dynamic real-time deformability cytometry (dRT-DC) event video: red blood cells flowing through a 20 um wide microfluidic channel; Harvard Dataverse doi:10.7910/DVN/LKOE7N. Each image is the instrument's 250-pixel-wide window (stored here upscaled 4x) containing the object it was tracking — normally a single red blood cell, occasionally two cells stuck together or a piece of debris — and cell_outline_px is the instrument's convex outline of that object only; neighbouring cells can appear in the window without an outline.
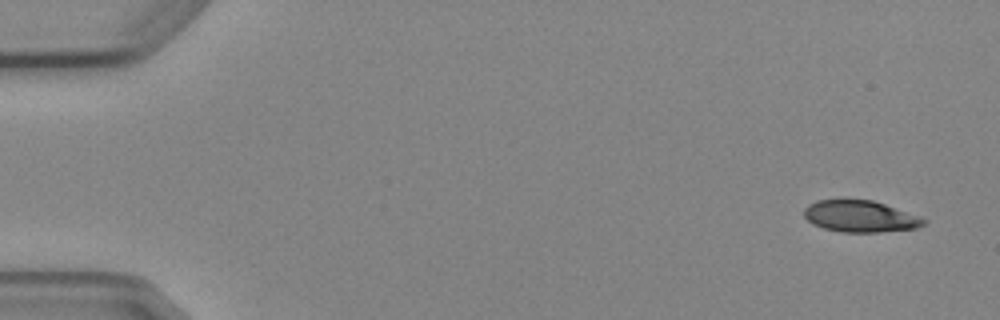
{"species": "Egyptian fruit bat (a non-hibernating species)", "species_latin": "Rousettus aegyptiacus", "temperature_condition": "cold", "stored_images_in_passage": 5, "camera_frame_rate_fps": 3000, "um_per_image_px": 0.085, "animal": {"sex": "female"}, "frame": {"image": 1, "passage_image": 1, "time_ms": 0.0, "image_size_px": [1000, 320], "cell_outline_px": [[924, 224], [916, 228], [880, 232], [840, 232], [824, 228], [812, 224], [804, 216], [804, 208], [808, 204], [816, 200], [872, 200], [920, 216], [924, 220]], "centroid_in_image_um": [73.07, 18.39], "position_along_channel_um": 11.9, "area_um2": 21.85}}
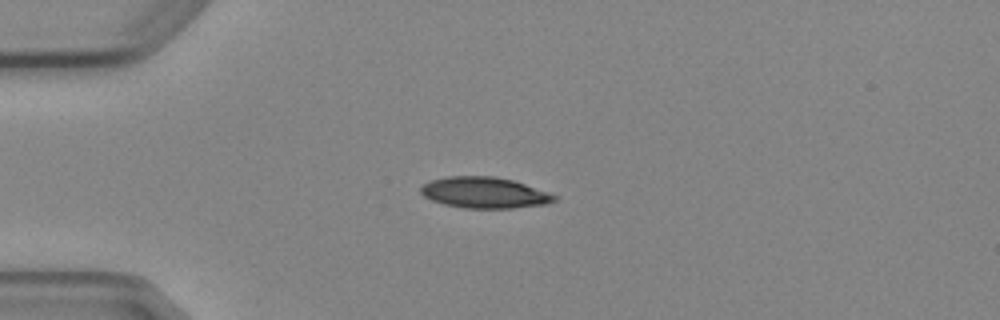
{"frame": {"image": 2, "passage_image": 4, "time_ms": 3.667, "image_size_px": [1000, 320], "cell_outline_px": [[560, 196], [556, 200], [548, 204], [512, 208], [464, 208], [444, 204], [432, 200], [424, 196], [420, 192], [420, 188], [424, 184], [432, 180], [448, 176], [496, 176], [512, 180]], "centroid_in_image_um": [41.2, 16.38], "position_along_channel_um": 43.8, "area_um2": 24.16}}